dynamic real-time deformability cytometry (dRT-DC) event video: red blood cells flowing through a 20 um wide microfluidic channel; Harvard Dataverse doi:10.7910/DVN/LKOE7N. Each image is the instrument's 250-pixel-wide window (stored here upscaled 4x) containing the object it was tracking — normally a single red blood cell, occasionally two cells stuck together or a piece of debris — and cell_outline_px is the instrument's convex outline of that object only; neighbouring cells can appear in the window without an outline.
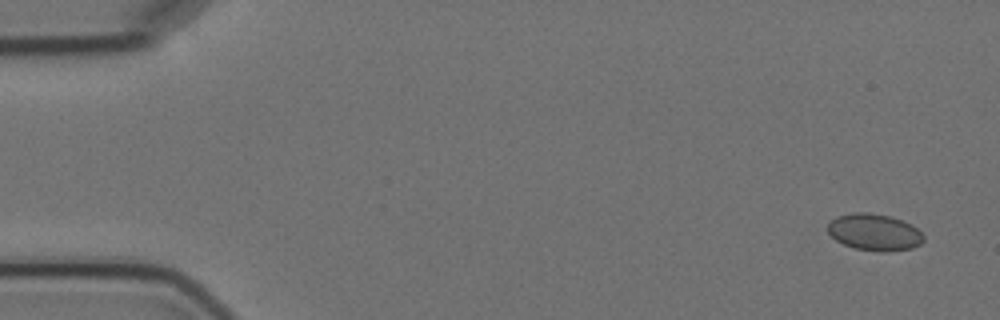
{"species": "Egyptian fruit bat (a non-hibernating species)", "species_latin": "Rousettus aegyptiacus", "temperature_condition": "cold", "stored_images_in_passage": 7, "camera_frame_rate_fps": 3000, "um_per_image_px": 0.085, "animal": {"sex": "female"}, "frame": {"image": 1, "passage_image": 1, "time_ms": 0.0, "image_size_px": [1000, 320], "cell_outline_px": [[924, 240], [920, 244], [912, 248], [888, 252], [880, 252], [856, 248], [844, 244], [836, 240], [828, 232], [828, 224], [836, 216], [852, 212], [868, 212], [892, 216], [912, 224], [924, 236]], "centroid_in_image_um": [74.34, 19.73], "position_along_channel_um": 10.7, "area_um2": 20.63}}
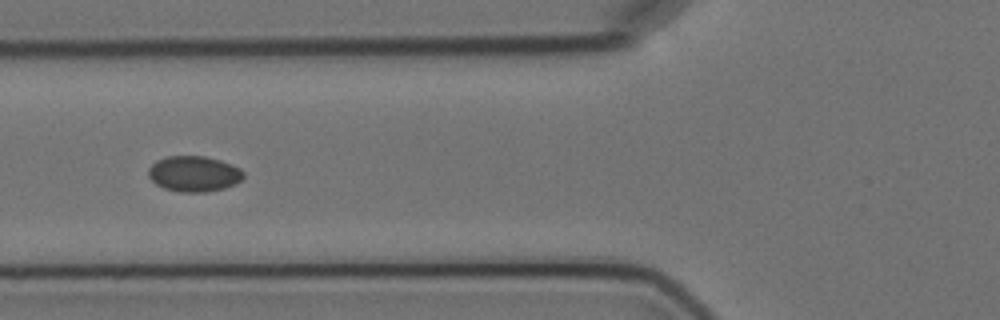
{"frame": {"image": 2, "passage_image": 6, "time_ms": 6.333, "image_size_px": [1000, 320], "cell_outline_px": [[244, 176], [236, 184], [224, 188], [208, 192], [180, 192], [164, 188], [156, 184], [148, 176], [148, 168], [156, 160], [164, 156], [204, 156], [220, 160], [240, 168], [244, 172]], "centroid_in_image_um": [16.47, 14.77], "position_along_channel_um": 109.3, "area_um2": 19.88}}
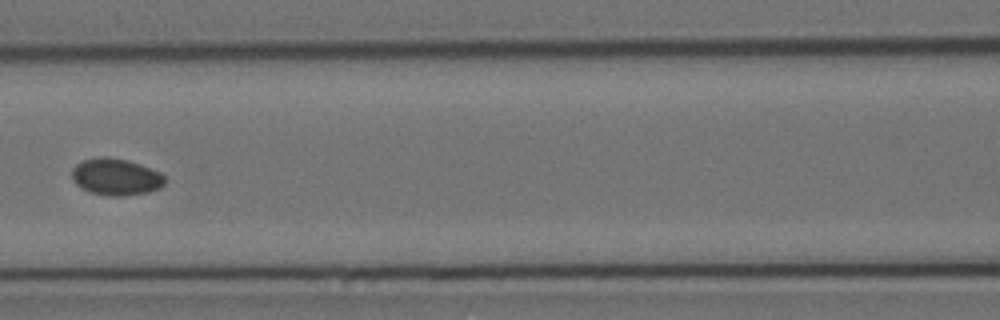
{"frame": {"image": 3, "passage_image": 7, "time_ms": 7.667, "image_size_px": [1000, 320], "cell_outline_px": [[168, 180], [160, 188], [148, 192], [124, 196], [108, 196], [88, 192], [80, 188], [72, 180], [72, 168], [76, 164], [84, 160], [104, 156], [128, 160], [160, 172]], "centroid_in_image_um": [9.85, 15.05], "position_along_channel_um": 156.8, "area_um2": 20.11}}